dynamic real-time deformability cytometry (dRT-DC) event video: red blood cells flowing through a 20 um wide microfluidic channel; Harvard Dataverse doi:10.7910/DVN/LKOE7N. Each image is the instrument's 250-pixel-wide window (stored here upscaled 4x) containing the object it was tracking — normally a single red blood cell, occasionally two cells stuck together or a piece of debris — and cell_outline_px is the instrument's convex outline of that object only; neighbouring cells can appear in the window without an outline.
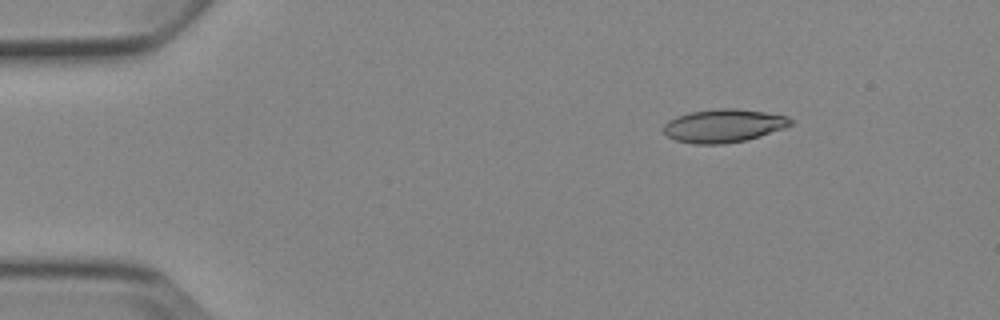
{"species": "Egyptian fruit bat (a non-hibernating species)", "species_latin": "Rousettus aegyptiacus", "temperature_condition": "cold", "stored_images_in_passage": 4, "camera_frame_rate_fps": 3000, "um_per_image_px": 0.085, "animal": {"sex": "female"}, "frame": {"image": 1, "passage_image": 1, "time_ms": 0.0, "image_size_px": [1000, 320], "cell_outline_px": [[792, 124], [784, 128], [748, 140], [724, 144], [692, 144], [676, 140], [668, 136], [664, 132], [664, 124], [668, 120], [676, 116], [692, 112], [720, 108], [736, 108], [764, 112], [788, 116], [792, 120]], "centroid_in_image_um": [61.51, 10.69], "position_along_channel_um": 23.5, "area_um2": 24.62}}
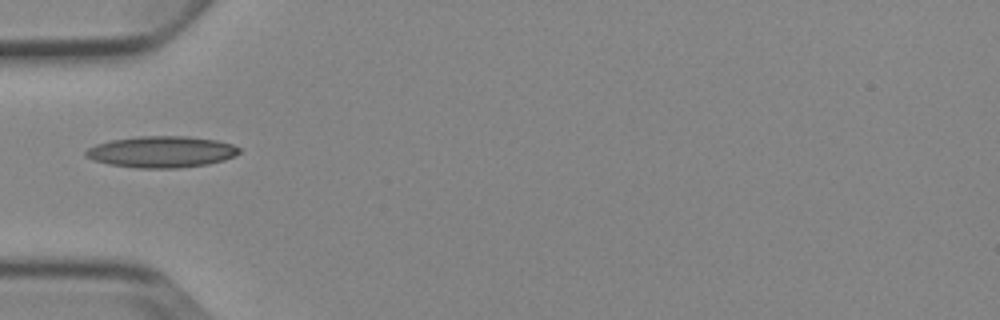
{"frame": {"image": 2, "passage_image": 4, "time_ms": 3.333, "image_size_px": [1000, 320], "cell_outline_px": [[240, 152], [224, 160], [208, 164], [180, 168], [136, 168], [108, 164], [92, 160], [84, 156], [84, 152], [88, 148], [96, 144], [112, 140], [140, 136], [188, 136], [216, 140], [232, 144], [240, 148]], "centroid_in_image_um": [13.7, 12.91], "position_along_channel_um": 71.3, "area_um2": 28.15}}